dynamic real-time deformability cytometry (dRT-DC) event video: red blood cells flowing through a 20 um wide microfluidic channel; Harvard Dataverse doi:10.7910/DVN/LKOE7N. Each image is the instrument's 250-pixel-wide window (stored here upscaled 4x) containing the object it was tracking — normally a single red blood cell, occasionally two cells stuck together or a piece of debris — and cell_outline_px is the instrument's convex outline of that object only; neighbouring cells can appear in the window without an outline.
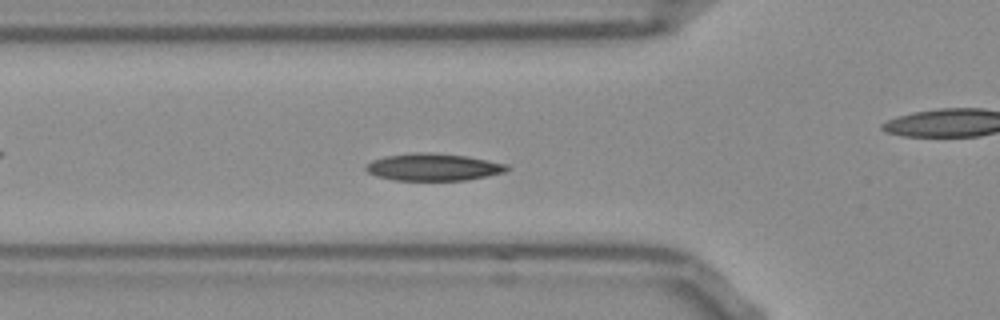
{"species": "Egyptian fruit bat (a non-hibernating species)", "species_latin": "Rousettus aegyptiacus", "temperature_condition": "room temperature", "stored_images_in_passage": 51, "camera_frame_rate_fps": 3000, "um_per_image_px": 0.085, "frame": {"image": 1, "passage_image": 15, "time_ms": 4.667, "image_size_px": [1000, 320], "cell_outline_px": [[512, 168], [504, 172], [488, 176], [468, 180], [396, 180], [376, 176], [368, 172], [364, 168], [364, 164], [372, 160], [388, 156], [416, 152], [428, 152], [468, 156], [508, 164]], "centroid_in_image_um": [36.86, 14.2], "position_along_channel_um": 88.9, "area_um2": 22.48}}
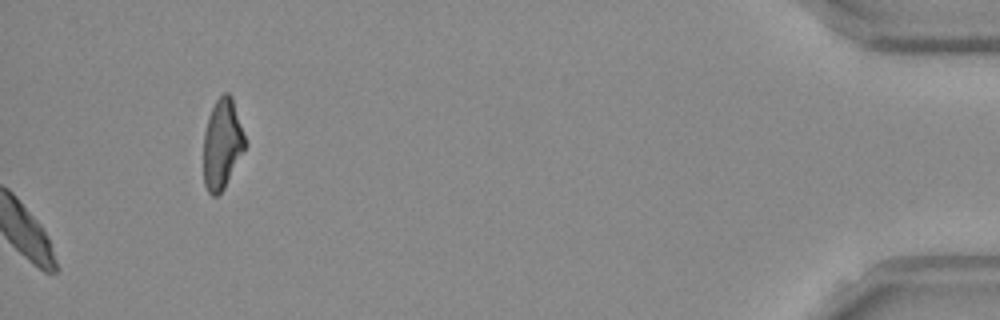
{"frame": {"image": 2, "passage_image": 51, "time_ms": 16.667, "image_size_px": [1000, 320], "cell_outline_px": [[248, 144], [224, 188], [216, 196], [212, 196], [208, 192], [204, 184], [204, 132], [208, 116], [216, 100], [224, 92], [228, 92], [232, 96]], "centroid_in_image_um": [18.9, 12.22], "position_along_channel_um": 416.3, "area_um2": 21.96}, "authors_computed_cell_mechanics": {"area_um2": 21.2704, "velocity_mm_per_s": 3.7709, "shape_relaxation_time_tau1_ms": 2.6435, "shape_relaxation_time_tau2_ms": 9.9752, "deformation_change_tau1": 0.1022, "deformation_change_tau2": 0.1299}}